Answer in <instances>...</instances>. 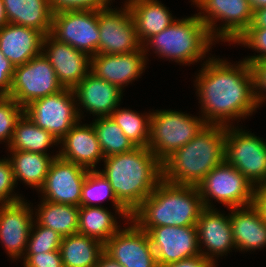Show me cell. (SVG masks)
<instances>
[{"label":"cell","instance_id":"cell-1","mask_svg":"<svg viewBox=\"0 0 266 267\" xmlns=\"http://www.w3.org/2000/svg\"><path fill=\"white\" fill-rule=\"evenodd\" d=\"M193 86L201 104V117L207 124L232 126L251 116L259 107L255 98L254 73L251 65L240 60L207 57ZM258 108V109H257Z\"/></svg>","mask_w":266,"mask_h":267},{"label":"cell","instance_id":"cell-2","mask_svg":"<svg viewBox=\"0 0 266 267\" xmlns=\"http://www.w3.org/2000/svg\"><path fill=\"white\" fill-rule=\"evenodd\" d=\"M99 171L118 201L132 214L163 179L162 162L147 147L105 157Z\"/></svg>","mask_w":266,"mask_h":267},{"label":"cell","instance_id":"cell-3","mask_svg":"<svg viewBox=\"0 0 266 267\" xmlns=\"http://www.w3.org/2000/svg\"><path fill=\"white\" fill-rule=\"evenodd\" d=\"M204 208L197 186L162 179L131 219L146 232L152 227L195 226Z\"/></svg>","mask_w":266,"mask_h":267},{"label":"cell","instance_id":"cell-4","mask_svg":"<svg viewBox=\"0 0 266 267\" xmlns=\"http://www.w3.org/2000/svg\"><path fill=\"white\" fill-rule=\"evenodd\" d=\"M225 137L226 126L207 124L162 163L163 179L173 184L197 186L225 161Z\"/></svg>","mask_w":266,"mask_h":267},{"label":"cell","instance_id":"cell-5","mask_svg":"<svg viewBox=\"0 0 266 267\" xmlns=\"http://www.w3.org/2000/svg\"><path fill=\"white\" fill-rule=\"evenodd\" d=\"M217 43L197 14L176 19L159 34L149 38L143 45L144 54L152 50L157 56L180 65H193L208 60L206 54ZM201 59V60H200Z\"/></svg>","mask_w":266,"mask_h":267},{"label":"cell","instance_id":"cell-6","mask_svg":"<svg viewBox=\"0 0 266 267\" xmlns=\"http://www.w3.org/2000/svg\"><path fill=\"white\" fill-rule=\"evenodd\" d=\"M182 111L154 110L151 112L148 149L163 163L176 150L190 142L207 123L199 115Z\"/></svg>","mask_w":266,"mask_h":267},{"label":"cell","instance_id":"cell-7","mask_svg":"<svg viewBox=\"0 0 266 267\" xmlns=\"http://www.w3.org/2000/svg\"><path fill=\"white\" fill-rule=\"evenodd\" d=\"M197 188L205 208H214L211 198L228 209L249 206L254 202L255 186L225 161L212 169Z\"/></svg>","mask_w":266,"mask_h":267},{"label":"cell","instance_id":"cell-8","mask_svg":"<svg viewBox=\"0 0 266 267\" xmlns=\"http://www.w3.org/2000/svg\"><path fill=\"white\" fill-rule=\"evenodd\" d=\"M197 15L219 42H234L252 24L253 9L248 0H190ZM223 22L217 27V22ZM223 24V25H222Z\"/></svg>","mask_w":266,"mask_h":267},{"label":"cell","instance_id":"cell-9","mask_svg":"<svg viewBox=\"0 0 266 267\" xmlns=\"http://www.w3.org/2000/svg\"><path fill=\"white\" fill-rule=\"evenodd\" d=\"M265 141L242 127L226 126L225 162L234 166L255 187L266 183Z\"/></svg>","mask_w":266,"mask_h":267},{"label":"cell","instance_id":"cell-10","mask_svg":"<svg viewBox=\"0 0 266 267\" xmlns=\"http://www.w3.org/2000/svg\"><path fill=\"white\" fill-rule=\"evenodd\" d=\"M24 113L58 141L80 120L74 90L67 88L31 102Z\"/></svg>","mask_w":266,"mask_h":267},{"label":"cell","instance_id":"cell-11","mask_svg":"<svg viewBox=\"0 0 266 267\" xmlns=\"http://www.w3.org/2000/svg\"><path fill=\"white\" fill-rule=\"evenodd\" d=\"M63 89L49 60L41 53L27 63L15 67L8 96L24 108L37 99Z\"/></svg>","mask_w":266,"mask_h":267},{"label":"cell","instance_id":"cell-12","mask_svg":"<svg viewBox=\"0 0 266 267\" xmlns=\"http://www.w3.org/2000/svg\"><path fill=\"white\" fill-rule=\"evenodd\" d=\"M60 42L90 57L98 54V10H65L53 13L50 33Z\"/></svg>","mask_w":266,"mask_h":267},{"label":"cell","instance_id":"cell-13","mask_svg":"<svg viewBox=\"0 0 266 267\" xmlns=\"http://www.w3.org/2000/svg\"><path fill=\"white\" fill-rule=\"evenodd\" d=\"M98 23V54H126L142 47L126 2L120 9L110 6L98 10Z\"/></svg>","mask_w":266,"mask_h":267},{"label":"cell","instance_id":"cell-14","mask_svg":"<svg viewBox=\"0 0 266 267\" xmlns=\"http://www.w3.org/2000/svg\"><path fill=\"white\" fill-rule=\"evenodd\" d=\"M130 221V222H129ZM104 244V252L123 267H159L149 236L132 219Z\"/></svg>","mask_w":266,"mask_h":267},{"label":"cell","instance_id":"cell-15","mask_svg":"<svg viewBox=\"0 0 266 267\" xmlns=\"http://www.w3.org/2000/svg\"><path fill=\"white\" fill-rule=\"evenodd\" d=\"M88 171L57 156L51 162L44 185L38 193L42 200L80 206L82 185Z\"/></svg>","mask_w":266,"mask_h":267},{"label":"cell","instance_id":"cell-16","mask_svg":"<svg viewBox=\"0 0 266 267\" xmlns=\"http://www.w3.org/2000/svg\"><path fill=\"white\" fill-rule=\"evenodd\" d=\"M158 266L200 255L195 226H161L147 231Z\"/></svg>","mask_w":266,"mask_h":267},{"label":"cell","instance_id":"cell-17","mask_svg":"<svg viewBox=\"0 0 266 267\" xmlns=\"http://www.w3.org/2000/svg\"><path fill=\"white\" fill-rule=\"evenodd\" d=\"M22 199L15 203L0 204V243L10 259L22 260L29 232L34 221L33 205Z\"/></svg>","mask_w":266,"mask_h":267},{"label":"cell","instance_id":"cell-18","mask_svg":"<svg viewBox=\"0 0 266 267\" xmlns=\"http://www.w3.org/2000/svg\"><path fill=\"white\" fill-rule=\"evenodd\" d=\"M42 53L49 60L63 88L73 90L90 72L89 55L58 41L51 34L44 36Z\"/></svg>","mask_w":266,"mask_h":267},{"label":"cell","instance_id":"cell-19","mask_svg":"<svg viewBox=\"0 0 266 267\" xmlns=\"http://www.w3.org/2000/svg\"><path fill=\"white\" fill-rule=\"evenodd\" d=\"M195 227L200 254L215 265H217L218 257L227 255L230 253L229 251L232 252V249L236 250L232 236L230 213L225 216L215 207L204 208Z\"/></svg>","mask_w":266,"mask_h":267},{"label":"cell","instance_id":"cell-20","mask_svg":"<svg viewBox=\"0 0 266 267\" xmlns=\"http://www.w3.org/2000/svg\"><path fill=\"white\" fill-rule=\"evenodd\" d=\"M146 60L149 59L144 54L143 47L126 54H96L91 57L90 72L123 91L125 86L145 72Z\"/></svg>","mask_w":266,"mask_h":267},{"label":"cell","instance_id":"cell-21","mask_svg":"<svg viewBox=\"0 0 266 267\" xmlns=\"http://www.w3.org/2000/svg\"><path fill=\"white\" fill-rule=\"evenodd\" d=\"M73 90L80 120L84 114L82 108L94 117L110 116L118 106L120 107L124 92L91 72Z\"/></svg>","mask_w":266,"mask_h":267},{"label":"cell","instance_id":"cell-22","mask_svg":"<svg viewBox=\"0 0 266 267\" xmlns=\"http://www.w3.org/2000/svg\"><path fill=\"white\" fill-rule=\"evenodd\" d=\"M81 122L79 120L59 141L60 146L58 147L60 149L56 152L64 160L81 165L89 170H96L97 164L105 157L92 123L83 124Z\"/></svg>","mask_w":266,"mask_h":267},{"label":"cell","instance_id":"cell-23","mask_svg":"<svg viewBox=\"0 0 266 267\" xmlns=\"http://www.w3.org/2000/svg\"><path fill=\"white\" fill-rule=\"evenodd\" d=\"M44 34L36 29L7 23L0 28V51L14 67L42 53Z\"/></svg>","mask_w":266,"mask_h":267},{"label":"cell","instance_id":"cell-24","mask_svg":"<svg viewBox=\"0 0 266 267\" xmlns=\"http://www.w3.org/2000/svg\"><path fill=\"white\" fill-rule=\"evenodd\" d=\"M229 211L237 251L249 252L266 247V222L254 204L229 208Z\"/></svg>","mask_w":266,"mask_h":267},{"label":"cell","instance_id":"cell-25","mask_svg":"<svg viewBox=\"0 0 266 267\" xmlns=\"http://www.w3.org/2000/svg\"><path fill=\"white\" fill-rule=\"evenodd\" d=\"M125 2L134 20L141 45L176 20L169 8L167 9L159 0H126Z\"/></svg>","mask_w":266,"mask_h":267},{"label":"cell","instance_id":"cell-26","mask_svg":"<svg viewBox=\"0 0 266 267\" xmlns=\"http://www.w3.org/2000/svg\"><path fill=\"white\" fill-rule=\"evenodd\" d=\"M8 23L36 29L44 35L52 29L49 0H2Z\"/></svg>","mask_w":266,"mask_h":267},{"label":"cell","instance_id":"cell-27","mask_svg":"<svg viewBox=\"0 0 266 267\" xmlns=\"http://www.w3.org/2000/svg\"><path fill=\"white\" fill-rule=\"evenodd\" d=\"M11 155L9 161L13 171L15 184L22 181L25 185L39 191L46 180L51 162L59 155H45L19 150H7Z\"/></svg>","mask_w":266,"mask_h":267},{"label":"cell","instance_id":"cell-28","mask_svg":"<svg viewBox=\"0 0 266 267\" xmlns=\"http://www.w3.org/2000/svg\"><path fill=\"white\" fill-rule=\"evenodd\" d=\"M104 206H79L78 233L93 237L105 244L119 229L116 214L127 221L132 218L130 212L112 213ZM114 214V215H113Z\"/></svg>","mask_w":266,"mask_h":267},{"label":"cell","instance_id":"cell-29","mask_svg":"<svg viewBox=\"0 0 266 267\" xmlns=\"http://www.w3.org/2000/svg\"><path fill=\"white\" fill-rule=\"evenodd\" d=\"M59 251L64 267H96L104 244L89 236L75 233L62 237Z\"/></svg>","mask_w":266,"mask_h":267},{"label":"cell","instance_id":"cell-30","mask_svg":"<svg viewBox=\"0 0 266 267\" xmlns=\"http://www.w3.org/2000/svg\"><path fill=\"white\" fill-rule=\"evenodd\" d=\"M41 203V204H40ZM37 205L34 220L44 227L59 233L62 237L78 233L79 206L59 204L41 200Z\"/></svg>","mask_w":266,"mask_h":267},{"label":"cell","instance_id":"cell-31","mask_svg":"<svg viewBox=\"0 0 266 267\" xmlns=\"http://www.w3.org/2000/svg\"><path fill=\"white\" fill-rule=\"evenodd\" d=\"M59 145V141L48 131L34 124L23 113L18 119L12 140L7 150L28 151L49 155L48 148Z\"/></svg>","mask_w":266,"mask_h":267},{"label":"cell","instance_id":"cell-32","mask_svg":"<svg viewBox=\"0 0 266 267\" xmlns=\"http://www.w3.org/2000/svg\"><path fill=\"white\" fill-rule=\"evenodd\" d=\"M91 123L104 157L125 153L136 147L110 116L96 117Z\"/></svg>","mask_w":266,"mask_h":267},{"label":"cell","instance_id":"cell-33","mask_svg":"<svg viewBox=\"0 0 266 267\" xmlns=\"http://www.w3.org/2000/svg\"><path fill=\"white\" fill-rule=\"evenodd\" d=\"M110 117L136 147H148L151 111L140 114L136 110L117 107Z\"/></svg>","mask_w":266,"mask_h":267},{"label":"cell","instance_id":"cell-34","mask_svg":"<svg viewBox=\"0 0 266 267\" xmlns=\"http://www.w3.org/2000/svg\"><path fill=\"white\" fill-rule=\"evenodd\" d=\"M108 198L112 201L115 212H129L118 201L105 176L98 169L89 170L82 185L80 206L101 207L102 201Z\"/></svg>","mask_w":266,"mask_h":267},{"label":"cell","instance_id":"cell-35","mask_svg":"<svg viewBox=\"0 0 266 267\" xmlns=\"http://www.w3.org/2000/svg\"><path fill=\"white\" fill-rule=\"evenodd\" d=\"M62 236L51 228L32 223L25 254H38L59 250Z\"/></svg>","mask_w":266,"mask_h":267},{"label":"cell","instance_id":"cell-36","mask_svg":"<svg viewBox=\"0 0 266 267\" xmlns=\"http://www.w3.org/2000/svg\"><path fill=\"white\" fill-rule=\"evenodd\" d=\"M24 108L9 96H0V143L10 144L18 119Z\"/></svg>","mask_w":266,"mask_h":267},{"label":"cell","instance_id":"cell-37","mask_svg":"<svg viewBox=\"0 0 266 267\" xmlns=\"http://www.w3.org/2000/svg\"><path fill=\"white\" fill-rule=\"evenodd\" d=\"M244 45V47L251 48L259 54L247 56L242 60L248 62L250 65L256 61L266 58V28H247L233 44Z\"/></svg>","mask_w":266,"mask_h":267},{"label":"cell","instance_id":"cell-38","mask_svg":"<svg viewBox=\"0 0 266 267\" xmlns=\"http://www.w3.org/2000/svg\"><path fill=\"white\" fill-rule=\"evenodd\" d=\"M16 187L11 162L8 157L0 158V204L15 203L24 199L21 194L15 193Z\"/></svg>","mask_w":266,"mask_h":267},{"label":"cell","instance_id":"cell-39","mask_svg":"<svg viewBox=\"0 0 266 267\" xmlns=\"http://www.w3.org/2000/svg\"><path fill=\"white\" fill-rule=\"evenodd\" d=\"M112 0H49L53 13L65 10H100L111 6Z\"/></svg>","mask_w":266,"mask_h":267},{"label":"cell","instance_id":"cell-40","mask_svg":"<svg viewBox=\"0 0 266 267\" xmlns=\"http://www.w3.org/2000/svg\"><path fill=\"white\" fill-rule=\"evenodd\" d=\"M22 260L24 267H64L59 250L24 254Z\"/></svg>","mask_w":266,"mask_h":267},{"label":"cell","instance_id":"cell-41","mask_svg":"<svg viewBox=\"0 0 266 267\" xmlns=\"http://www.w3.org/2000/svg\"><path fill=\"white\" fill-rule=\"evenodd\" d=\"M251 67L254 73L255 98L258 107H261L266 101V58L252 63Z\"/></svg>","mask_w":266,"mask_h":267},{"label":"cell","instance_id":"cell-42","mask_svg":"<svg viewBox=\"0 0 266 267\" xmlns=\"http://www.w3.org/2000/svg\"><path fill=\"white\" fill-rule=\"evenodd\" d=\"M14 71V65L0 51V96L9 95Z\"/></svg>","mask_w":266,"mask_h":267},{"label":"cell","instance_id":"cell-43","mask_svg":"<svg viewBox=\"0 0 266 267\" xmlns=\"http://www.w3.org/2000/svg\"><path fill=\"white\" fill-rule=\"evenodd\" d=\"M211 260L204 257L203 255H197L191 258L183 259L178 262L166 264L161 267H216Z\"/></svg>","mask_w":266,"mask_h":267},{"label":"cell","instance_id":"cell-44","mask_svg":"<svg viewBox=\"0 0 266 267\" xmlns=\"http://www.w3.org/2000/svg\"><path fill=\"white\" fill-rule=\"evenodd\" d=\"M253 204L260 212L262 219L266 222V183L255 187Z\"/></svg>","mask_w":266,"mask_h":267},{"label":"cell","instance_id":"cell-45","mask_svg":"<svg viewBox=\"0 0 266 267\" xmlns=\"http://www.w3.org/2000/svg\"><path fill=\"white\" fill-rule=\"evenodd\" d=\"M248 28H266V7L254 10L253 21Z\"/></svg>","mask_w":266,"mask_h":267},{"label":"cell","instance_id":"cell-46","mask_svg":"<svg viewBox=\"0 0 266 267\" xmlns=\"http://www.w3.org/2000/svg\"><path fill=\"white\" fill-rule=\"evenodd\" d=\"M96 267H123V266L119 264L117 261L113 260L105 252H103L98 259Z\"/></svg>","mask_w":266,"mask_h":267},{"label":"cell","instance_id":"cell-47","mask_svg":"<svg viewBox=\"0 0 266 267\" xmlns=\"http://www.w3.org/2000/svg\"><path fill=\"white\" fill-rule=\"evenodd\" d=\"M8 23L6 13H5V8L2 3V0H0V28L3 27Z\"/></svg>","mask_w":266,"mask_h":267},{"label":"cell","instance_id":"cell-48","mask_svg":"<svg viewBox=\"0 0 266 267\" xmlns=\"http://www.w3.org/2000/svg\"><path fill=\"white\" fill-rule=\"evenodd\" d=\"M253 11L261 8V7H266V0H248Z\"/></svg>","mask_w":266,"mask_h":267}]
</instances>
